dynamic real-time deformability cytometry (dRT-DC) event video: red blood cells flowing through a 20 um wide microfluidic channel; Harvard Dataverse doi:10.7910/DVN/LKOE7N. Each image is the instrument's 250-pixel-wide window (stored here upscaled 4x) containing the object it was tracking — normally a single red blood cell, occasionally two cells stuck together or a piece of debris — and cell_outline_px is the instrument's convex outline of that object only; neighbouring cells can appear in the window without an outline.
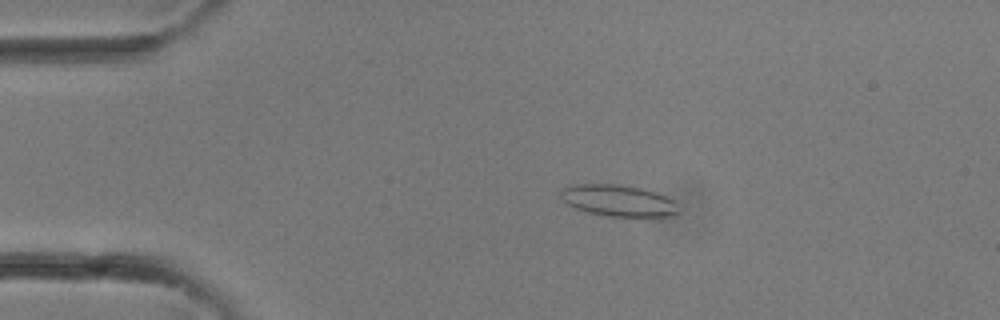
{"species": "common noctule bat (a hibernating species)", "species_latin": "Nyctalus noctula", "temperature_condition": "room temperature", "stored_images_in_passage": 32, "camera_frame_rate_fps": 3000, "um_per_image_px": 0.085, "animal": {"sex": "female"}, "frame": {"image": 1, "passage_image": 6, "time_ms": 1.667, "image_size_px": [1000, 320], "cell_outline_px": [[680, 212], [668, 216], [608, 216], [584, 212], [568, 204], [560, 196], [560, 188], [572, 184], [620, 184], [640, 188], [656, 192], [672, 200], [676, 204]], "centroid_in_image_um": [52.5, 17.04], "position_along_channel_um": 32.5, "area_um2": 21.62}}
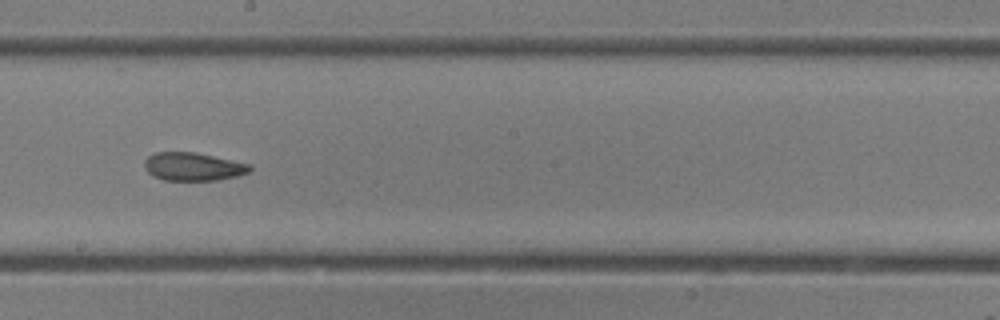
{"frame": {"image": 2, "passage_image": 18, "time_ms": 5.667, "image_size_px": [1000, 320], "cell_outline_px": [[252, 168], [248, 172], [236, 176], [216, 180], [164, 180], [152, 176], [144, 168], [144, 160], [152, 152], [196, 152], [252, 164]], "centroid_in_image_um": [16.39, 14.15], "position_along_channel_um": 231.8, "area_um2": 17.46}}
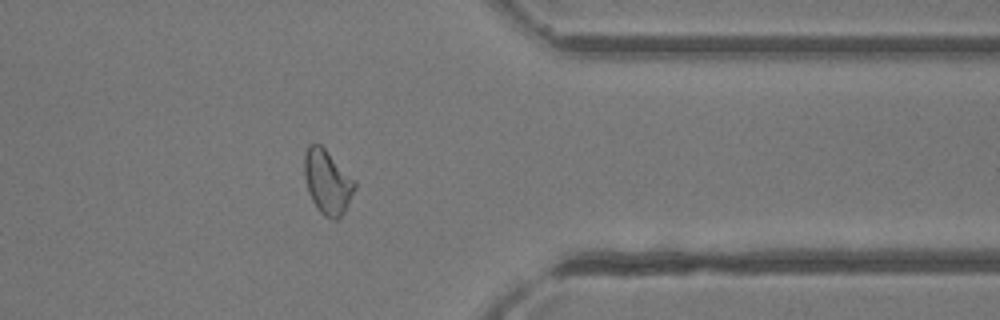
{"frame": {"image": 3, "passage_image": 26, "time_ms": 8.333, "image_size_px": [1000, 320], "cell_outline_px": [[356, 188], [344, 212], [336, 220], [332, 220], [324, 216], [316, 208], [308, 192], [304, 176], [304, 152], [308, 144], [320, 144], [356, 180]], "centroid_in_image_um": [27.83, 15.47], "position_along_channel_um": 383.6, "area_um2": 19.02}}